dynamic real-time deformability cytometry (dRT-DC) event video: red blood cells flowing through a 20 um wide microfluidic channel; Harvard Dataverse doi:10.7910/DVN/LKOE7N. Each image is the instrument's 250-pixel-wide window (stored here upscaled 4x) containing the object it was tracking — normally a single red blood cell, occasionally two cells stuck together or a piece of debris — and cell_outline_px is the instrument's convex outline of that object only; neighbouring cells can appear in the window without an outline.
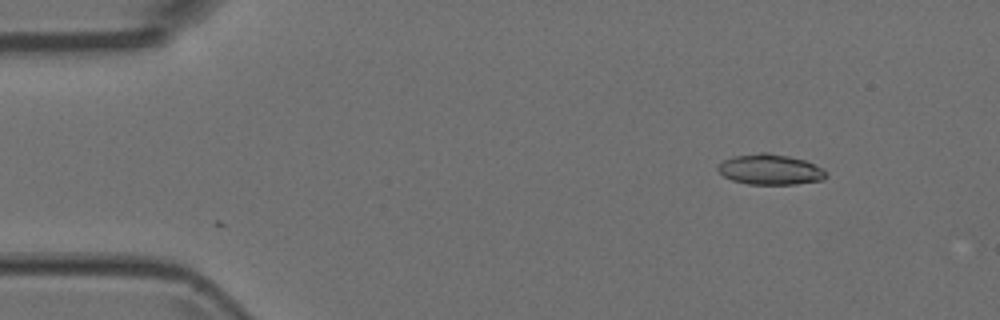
{"species": "Egyptian fruit bat (a non-hibernating species)", "species_latin": "Rousettus aegyptiacus", "temperature_condition": "room temperature", "stored_images_in_passage": 7, "camera_frame_rate_fps": 3000, "um_per_image_px": 0.085, "animal": {"sex": "female"}, "frame": {"image": 1, "passage_image": 1, "time_ms": 0.0, "image_size_px": [1000, 320], "cell_outline_px": [[824, 176], [820, 180], [796, 184], [748, 184], [732, 180], [724, 176], [716, 168], [724, 160], [732, 156], [760, 152], [768, 152], [788, 156], [804, 160], [820, 168], [824, 172]], "centroid_in_image_um": [65.39, 14.4], "position_along_channel_um": 19.6, "area_um2": 18.84}}
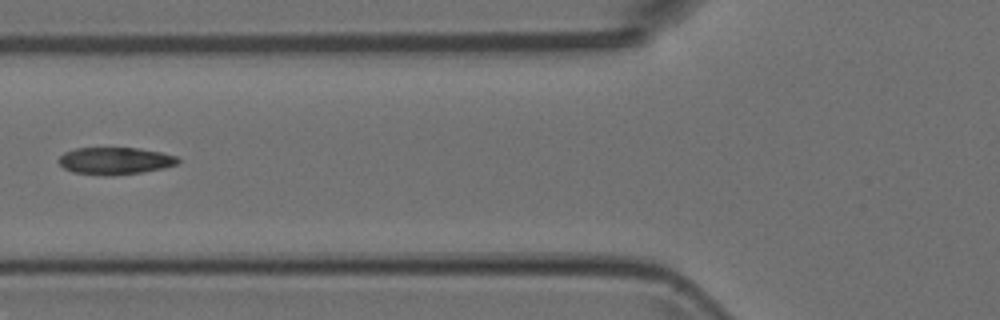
{"frame": {"image": 2, "passage_image": 5, "time_ms": 1.333, "image_size_px": [1000, 320], "cell_outline_px": [[180, 160], [176, 164], [164, 168], [140, 172], [112, 176], [104, 176], [72, 172], [64, 168], [60, 164], [60, 156], [64, 152], [76, 148], [140, 148], [160, 152], [176, 156]], "centroid_in_image_um": [9.77, 13.67], "position_along_channel_um": 116.0, "area_um2": 18.84}}
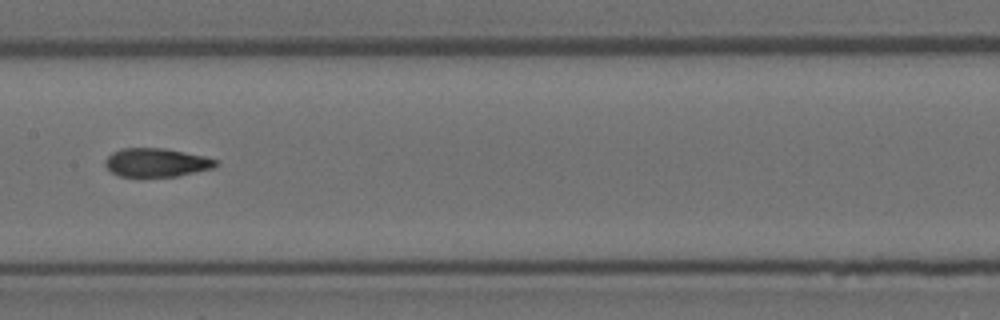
{"frame": {"image": 3, "passage_image": 7, "time_ms": 2.0, "image_size_px": [1000, 320], "cell_outline_px": [[220, 164], [212, 168], [176, 176], [120, 176], [112, 172], [104, 164], [104, 160], [112, 152], [120, 148], [164, 148], [204, 156], [220, 160]], "centroid_in_image_um": [13.3, 13.8], "position_along_channel_um": 194.1, "area_um2": 18.38}}